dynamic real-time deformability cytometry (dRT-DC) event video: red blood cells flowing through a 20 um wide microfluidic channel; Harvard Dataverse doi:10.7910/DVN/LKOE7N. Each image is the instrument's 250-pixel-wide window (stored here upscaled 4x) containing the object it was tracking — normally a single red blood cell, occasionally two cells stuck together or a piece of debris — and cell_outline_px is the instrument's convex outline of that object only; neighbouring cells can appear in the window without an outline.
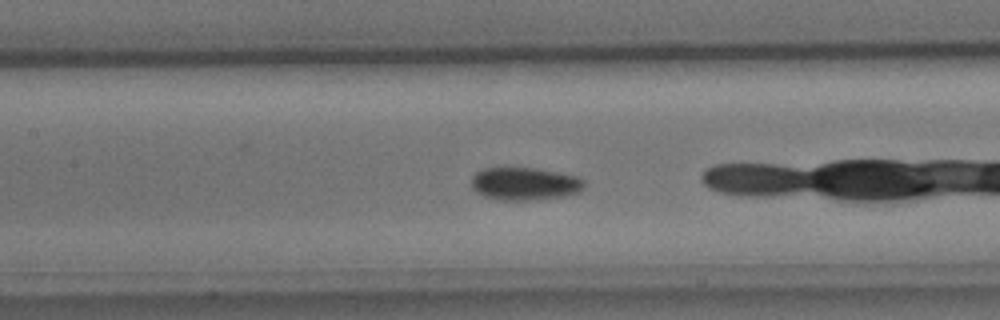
{"species": "common noctule bat (a hibernating species)", "species_latin": "Nyctalus noctula", "temperature_condition": "cold", "stored_images_in_passage": 53, "camera_frame_rate_fps": 3000, "um_per_image_px": 0.085, "animal": {"sex": "male", "body_mass_g": 15.6}, "frame": {"image": 1, "passage_image": 23, "time_ms": 7.333, "image_size_px": [1000, 320], "cell_outline_px": [[584, 188], [580, 192], [564, 196], [532, 200], [500, 200], [484, 196], [476, 192], [472, 188], [472, 176], [476, 172], [484, 168], [536, 168], [580, 176], [584, 180]], "centroid_in_image_um": [44.63, 15.62], "position_along_channel_um": 162.8, "area_um2": 21.73}}
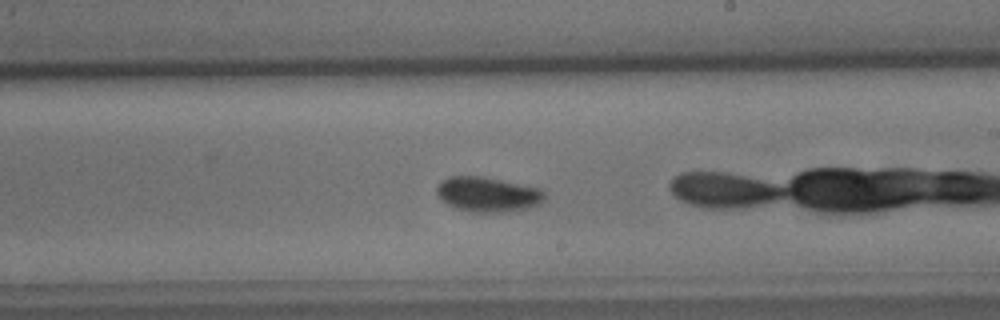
{"frame": {"image": 2, "passage_image": 30, "time_ms": 9.667, "image_size_px": [1000, 320], "cell_outline_px": [[544, 200], [540, 204], [532, 208], [512, 212], [468, 212], [456, 208], [448, 204], [436, 192], [436, 188], [444, 180], [452, 176], [480, 176], [544, 188]], "centroid_in_image_um": [41.55, 16.54], "position_along_channel_um": 247.4, "area_um2": 22.08}}